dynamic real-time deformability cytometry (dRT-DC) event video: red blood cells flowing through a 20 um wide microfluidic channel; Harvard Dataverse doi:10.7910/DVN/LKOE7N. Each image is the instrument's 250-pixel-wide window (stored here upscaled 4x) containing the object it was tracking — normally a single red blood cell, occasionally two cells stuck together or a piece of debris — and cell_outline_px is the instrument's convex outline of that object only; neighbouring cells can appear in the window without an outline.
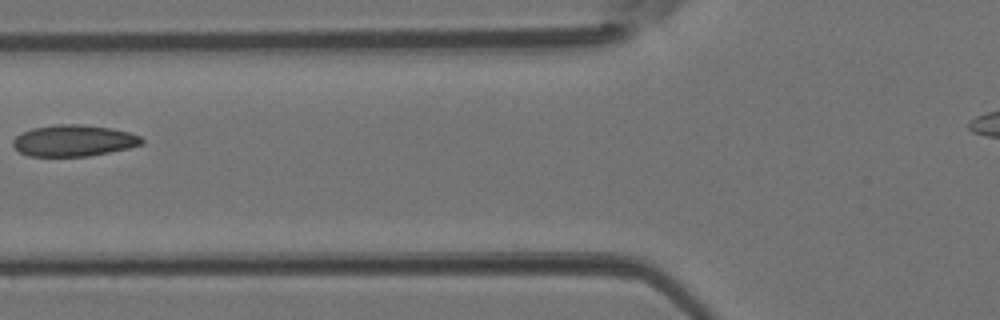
{"species": "Egyptian fruit bat (a non-hibernating species)", "species_latin": "Rousettus aegyptiacus", "temperature_condition": "room temperature", "stored_images_in_passage": 2, "camera_frame_rate_fps": 3000, "um_per_image_px": 0.085, "animal": {"sex": "female"}, "frame": {"image": 1, "passage_image": 2, "time_ms": 0.333, "image_size_px": [1000, 320], "cell_outline_px": [[144, 144], [128, 148], [88, 156], [28, 156], [20, 152], [12, 144], [12, 140], [16, 136], [32, 128], [56, 124], [80, 124], [108, 128], [128, 132], [140, 136], [144, 140]], "centroid_in_image_um": [6.26, 11.95], "position_along_channel_um": 119.5, "area_um2": 23.41}}